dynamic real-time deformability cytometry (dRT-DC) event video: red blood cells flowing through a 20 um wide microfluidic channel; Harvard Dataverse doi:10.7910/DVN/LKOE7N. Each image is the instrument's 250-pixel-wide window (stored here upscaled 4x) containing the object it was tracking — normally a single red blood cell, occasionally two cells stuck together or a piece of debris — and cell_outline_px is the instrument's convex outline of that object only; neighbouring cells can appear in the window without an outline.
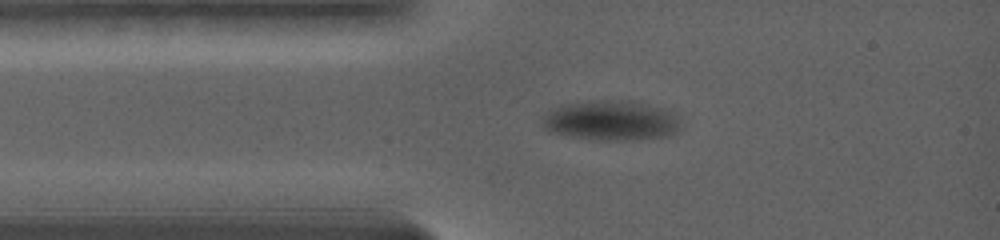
{"species": "common noctule bat (a hibernating species)", "species_latin": "Nyctalus noctula", "temperature_condition": "warm", "stored_images_in_passage": 2, "camera_frame_rate_fps": 5000, "um_per_image_px": 0.085, "animal": {"sex": "female", "body_mass_g": 19.0, "forearm_length_mm": 56.7}, "frame": {"image": 1, "passage_image": 1, "time_ms": 0.0, "image_size_px": [1000, 240], "cell_outline_px": [[676, 132], [664, 136], [632, 140], [600, 140], [552, 132], [544, 124], [544, 120], [556, 108], [568, 104], [624, 104], [664, 112], [672, 116]], "centroid_in_image_um": [51.83, 10.36], "position_along_channel_um": 33.2, "area_um2": 27.92}}